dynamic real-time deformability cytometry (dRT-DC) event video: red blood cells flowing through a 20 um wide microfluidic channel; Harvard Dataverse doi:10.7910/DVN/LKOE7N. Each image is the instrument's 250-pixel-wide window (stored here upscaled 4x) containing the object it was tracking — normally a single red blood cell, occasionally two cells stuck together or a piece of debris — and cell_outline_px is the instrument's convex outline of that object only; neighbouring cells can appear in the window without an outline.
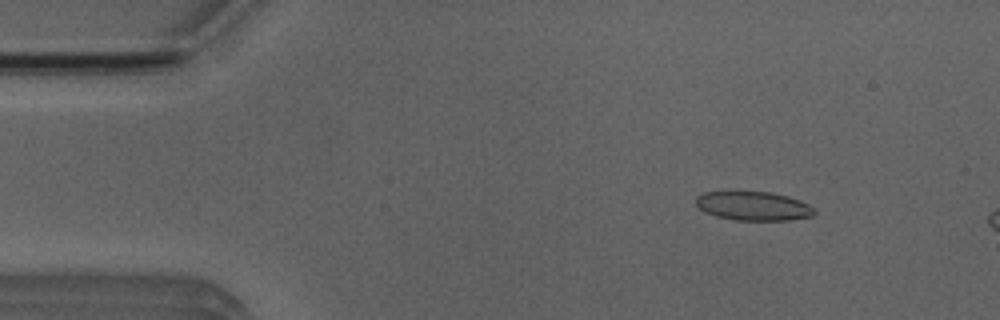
{"species": "Egyptian fruit bat (a non-hibernating species)", "species_latin": "Rousettus aegyptiacus", "temperature_condition": "room temperature", "stored_images_in_passage": 4, "camera_frame_rate_fps": 3000, "um_per_image_px": 0.085, "animal": {"sex": "male"}, "frame": {"image": 1, "passage_image": 2, "time_ms": 1.333, "image_size_px": [1000, 320], "cell_outline_px": [[816, 212], [812, 216], [788, 220], [736, 220], [716, 216], [704, 212], [696, 204], [696, 196], [704, 192], [736, 188], [772, 192], [788, 196], [800, 200], [816, 208]], "centroid_in_image_um": [64.0, 17.45], "position_along_channel_um": 21.0, "area_um2": 20.98}}